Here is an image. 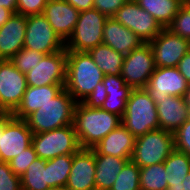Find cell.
<instances>
[{
    "instance_id": "7dc6e473",
    "label": "cell",
    "mask_w": 190,
    "mask_h": 190,
    "mask_svg": "<svg viewBox=\"0 0 190 190\" xmlns=\"http://www.w3.org/2000/svg\"><path fill=\"white\" fill-rule=\"evenodd\" d=\"M50 190H70L67 187H58V188H51Z\"/></svg>"
},
{
    "instance_id": "f35d334b",
    "label": "cell",
    "mask_w": 190,
    "mask_h": 190,
    "mask_svg": "<svg viewBox=\"0 0 190 190\" xmlns=\"http://www.w3.org/2000/svg\"><path fill=\"white\" fill-rule=\"evenodd\" d=\"M107 98L106 87L103 82H100L92 93L82 102L90 108H101Z\"/></svg>"
},
{
    "instance_id": "f1b7e54d",
    "label": "cell",
    "mask_w": 190,
    "mask_h": 190,
    "mask_svg": "<svg viewBox=\"0 0 190 190\" xmlns=\"http://www.w3.org/2000/svg\"><path fill=\"white\" fill-rule=\"evenodd\" d=\"M73 163V154L57 156L48 160L49 186L66 187Z\"/></svg>"
},
{
    "instance_id": "9a60e30c",
    "label": "cell",
    "mask_w": 190,
    "mask_h": 190,
    "mask_svg": "<svg viewBox=\"0 0 190 190\" xmlns=\"http://www.w3.org/2000/svg\"><path fill=\"white\" fill-rule=\"evenodd\" d=\"M156 67H177L179 61L190 50V41L163 28L160 34L148 42Z\"/></svg>"
},
{
    "instance_id": "603a6c76",
    "label": "cell",
    "mask_w": 190,
    "mask_h": 190,
    "mask_svg": "<svg viewBox=\"0 0 190 190\" xmlns=\"http://www.w3.org/2000/svg\"><path fill=\"white\" fill-rule=\"evenodd\" d=\"M130 159L95 154L96 173L94 179L96 190H110L117 175Z\"/></svg>"
},
{
    "instance_id": "f546056e",
    "label": "cell",
    "mask_w": 190,
    "mask_h": 190,
    "mask_svg": "<svg viewBox=\"0 0 190 190\" xmlns=\"http://www.w3.org/2000/svg\"><path fill=\"white\" fill-rule=\"evenodd\" d=\"M139 176L140 167L129 160L117 175L110 190H141Z\"/></svg>"
},
{
    "instance_id": "ac0fdd59",
    "label": "cell",
    "mask_w": 190,
    "mask_h": 190,
    "mask_svg": "<svg viewBox=\"0 0 190 190\" xmlns=\"http://www.w3.org/2000/svg\"><path fill=\"white\" fill-rule=\"evenodd\" d=\"M27 17L12 14L0 27V60H10L24 47Z\"/></svg>"
},
{
    "instance_id": "8992f818",
    "label": "cell",
    "mask_w": 190,
    "mask_h": 190,
    "mask_svg": "<svg viewBox=\"0 0 190 190\" xmlns=\"http://www.w3.org/2000/svg\"><path fill=\"white\" fill-rule=\"evenodd\" d=\"M108 17L97 9L82 11L72 35L65 42L67 51L88 52L103 43L104 24Z\"/></svg>"
},
{
    "instance_id": "1f68e13d",
    "label": "cell",
    "mask_w": 190,
    "mask_h": 190,
    "mask_svg": "<svg viewBox=\"0 0 190 190\" xmlns=\"http://www.w3.org/2000/svg\"><path fill=\"white\" fill-rule=\"evenodd\" d=\"M43 56L44 54L42 53L23 47L10 61L21 73L26 74L32 70L35 65L39 64Z\"/></svg>"
},
{
    "instance_id": "5bb4252c",
    "label": "cell",
    "mask_w": 190,
    "mask_h": 190,
    "mask_svg": "<svg viewBox=\"0 0 190 190\" xmlns=\"http://www.w3.org/2000/svg\"><path fill=\"white\" fill-rule=\"evenodd\" d=\"M189 86L177 67H156L145 89L156 103L168 96L185 97Z\"/></svg>"
},
{
    "instance_id": "bcb514c9",
    "label": "cell",
    "mask_w": 190,
    "mask_h": 190,
    "mask_svg": "<svg viewBox=\"0 0 190 190\" xmlns=\"http://www.w3.org/2000/svg\"><path fill=\"white\" fill-rule=\"evenodd\" d=\"M185 100H186V103L188 104V107L190 109V86H189L188 92L185 95Z\"/></svg>"
},
{
    "instance_id": "52a82bcc",
    "label": "cell",
    "mask_w": 190,
    "mask_h": 190,
    "mask_svg": "<svg viewBox=\"0 0 190 190\" xmlns=\"http://www.w3.org/2000/svg\"><path fill=\"white\" fill-rule=\"evenodd\" d=\"M32 146L37 157L44 160L75 154L81 148L73 125L33 134Z\"/></svg>"
},
{
    "instance_id": "836d02e7",
    "label": "cell",
    "mask_w": 190,
    "mask_h": 190,
    "mask_svg": "<svg viewBox=\"0 0 190 190\" xmlns=\"http://www.w3.org/2000/svg\"><path fill=\"white\" fill-rule=\"evenodd\" d=\"M130 93H111L107 94V98L104 101L101 109L117 114L121 118L126 110V103Z\"/></svg>"
},
{
    "instance_id": "7c38bea8",
    "label": "cell",
    "mask_w": 190,
    "mask_h": 190,
    "mask_svg": "<svg viewBox=\"0 0 190 190\" xmlns=\"http://www.w3.org/2000/svg\"><path fill=\"white\" fill-rule=\"evenodd\" d=\"M113 18L133 31L144 43L152 41L163 29L155 18L135 1H127Z\"/></svg>"
},
{
    "instance_id": "4316f807",
    "label": "cell",
    "mask_w": 190,
    "mask_h": 190,
    "mask_svg": "<svg viewBox=\"0 0 190 190\" xmlns=\"http://www.w3.org/2000/svg\"><path fill=\"white\" fill-rule=\"evenodd\" d=\"M20 179L22 190H50L48 160L37 157Z\"/></svg>"
},
{
    "instance_id": "ee69618b",
    "label": "cell",
    "mask_w": 190,
    "mask_h": 190,
    "mask_svg": "<svg viewBox=\"0 0 190 190\" xmlns=\"http://www.w3.org/2000/svg\"><path fill=\"white\" fill-rule=\"evenodd\" d=\"M12 12L0 6V27H2L12 16Z\"/></svg>"
},
{
    "instance_id": "60d3db41",
    "label": "cell",
    "mask_w": 190,
    "mask_h": 190,
    "mask_svg": "<svg viewBox=\"0 0 190 190\" xmlns=\"http://www.w3.org/2000/svg\"><path fill=\"white\" fill-rule=\"evenodd\" d=\"M177 68L190 84V50L179 61Z\"/></svg>"
},
{
    "instance_id": "f6af8a7d",
    "label": "cell",
    "mask_w": 190,
    "mask_h": 190,
    "mask_svg": "<svg viewBox=\"0 0 190 190\" xmlns=\"http://www.w3.org/2000/svg\"><path fill=\"white\" fill-rule=\"evenodd\" d=\"M182 190H190V172L186 175L182 181Z\"/></svg>"
},
{
    "instance_id": "e0dca14e",
    "label": "cell",
    "mask_w": 190,
    "mask_h": 190,
    "mask_svg": "<svg viewBox=\"0 0 190 190\" xmlns=\"http://www.w3.org/2000/svg\"><path fill=\"white\" fill-rule=\"evenodd\" d=\"M42 14L55 33L66 42L73 33L80 12L66 0H48Z\"/></svg>"
},
{
    "instance_id": "2e32d148",
    "label": "cell",
    "mask_w": 190,
    "mask_h": 190,
    "mask_svg": "<svg viewBox=\"0 0 190 190\" xmlns=\"http://www.w3.org/2000/svg\"><path fill=\"white\" fill-rule=\"evenodd\" d=\"M95 173L94 150L80 148L73 154V163L66 187L70 190H96Z\"/></svg>"
},
{
    "instance_id": "8d00e7d4",
    "label": "cell",
    "mask_w": 190,
    "mask_h": 190,
    "mask_svg": "<svg viewBox=\"0 0 190 190\" xmlns=\"http://www.w3.org/2000/svg\"><path fill=\"white\" fill-rule=\"evenodd\" d=\"M48 0H18L16 13L24 16L42 14Z\"/></svg>"
},
{
    "instance_id": "9c48e42d",
    "label": "cell",
    "mask_w": 190,
    "mask_h": 190,
    "mask_svg": "<svg viewBox=\"0 0 190 190\" xmlns=\"http://www.w3.org/2000/svg\"><path fill=\"white\" fill-rule=\"evenodd\" d=\"M24 48L44 55L65 49V42L55 33L43 14L27 16Z\"/></svg>"
},
{
    "instance_id": "4fadbf2b",
    "label": "cell",
    "mask_w": 190,
    "mask_h": 190,
    "mask_svg": "<svg viewBox=\"0 0 190 190\" xmlns=\"http://www.w3.org/2000/svg\"><path fill=\"white\" fill-rule=\"evenodd\" d=\"M66 48L44 55L38 65L27 72V86L42 87L45 85H65L66 81Z\"/></svg>"
},
{
    "instance_id": "7bdbcfd3",
    "label": "cell",
    "mask_w": 190,
    "mask_h": 190,
    "mask_svg": "<svg viewBox=\"0 0 190 190\" xmlns=\"http://www.w3.org/2000/svg\"><path fill=\"white\" fill-rule=\"evenodd\" d=\"M17 2L18 0H0V6L16 14Z\"/></svg>"
},
{
    "instance_id": "30bf717a",
    "label": "cell",
    "mask_w": 190,
    "mask_h": 190,
    "mask_svg": "<svg viewBox=\"0 0 190 190\" xmlns=\"http://www.w3.org/2000/svg\"><path fill=\"white\" fill-rule=\"evenodd\" d=\"M155 69L152 49L144 43L124 57L121 76L132 89L145 88Z\"/></svg>"
},
{
    "instance_id": "e575fe53",
    "label": "cell",
    "mask_w": 190,
    "mask_h": 190,
    "mask_svg": "<svg viewBox=\"0 0 190 190\" xmlns=\"http://www.w3.org/2000/svg\"><path fill=\"white\" fill-rule=\"evenodd\" d=\"M0 190H22L20 176L14 174L9 163L0 161Z\"/></svg>"
},
{
    "instance_id": "c3c4849f",
    "label": "cell",
    "mask_w": 190,
    "mask_h": 190,
    "mask_svg": "<svg viewBox=\"0 0 190 190\" xmlns=\"http://www.w3.org/2000/svg\"><path fill=\"white\" fill-rule=\"evenodd\" d=\"M182 3H184V4H190V0H182Z\"/></svg>"
},
{
    "instance_id": "d590c367",
    "label": "cell",
    "mask_w": 190,
    "mask_h": 190,
    "mask_svg": "<svg viewBox=\"0 0 190 190\" xmlns=\"http://www.w3.org/2000/svg\"><path fill=\"white\" fill-rule=\"evenodd\" d=\"M175 149L190 157V117L174 132Z\"/></svg>"
},
{
    "instance_id": "484cf974",
    "label": "cell",
    "mask_w": 190,
    "mask_h": 190,
    "mask_svg": "<svg viewBox=\"0 0 190 190\" xmlns=\"http://www.w3.org/2000/svg\"><path fill=\"white\" fill-rule=\"evenodd\" d=\"M138 5L149 12L155 20L167 28L182 6V0H137Z\"/></svg>"
},
{
    "instance_id": "ba28073f",
    "label": "cell",
    "mask_w": 190,
    "mask_h": 190,
    "mask_svg": "<svg viewBox=\"0 0 190 190\" xmlns=\"http://www.w3.org/2000/svg\"><path fill=\"white\" fill-rule=\"evenodd\" d=\"M33 133L24 119L0 114V161L9 162L32 145Z\"/></svg>"
},
{
    "instance_id": "8fae6325",
    "label": "cell",
    "mask_w": 190,
    "mask_h": 190,
    "mask_svg": "<svg viewBox=\"0 0 190 190\" xmlns=\"http://www.w3.org/2000/svg\"><path fill=\"white\" fill-rule=\"evenodd\" d=\"M27 88L26 75L10 60H0V114H12Z\"/></svg>"
},
{
    "instance_id": "6da1fadb",
    "label": "cell",
    "mask_w": 190,
    "mask_h": 190,
    "mask_svg": "<svg viewBox=\"0 0 190 190\" xmlns=\"http://www.w3.org/2000/svg\"><path fill=\"white\" fill-rule=\"evenodd\" d=\"M121 124L117 114L90 108L78 102L74 109L73 126L81 148L92 149Z\"/></svg>"
},
{
    "instance_id": "44dd1931",
    "label": "cell",
    "mask_w": 190,
    "mask_h": 190,
    "mask_svg": "<svg viewBox=\"0 0 190 190\" xmlns=\"http://www.w3.org/2000/svg\"><path fill=\"white\" fill-rule=\"evenodd\" d=\"M134 145L135 137L121 123L92 149L94 154L131 158Z\"/></svg>"
},
{
    "instance_id": "d4e9b609",
    "label": "cell",
    "mask_w": 190,
    "mask_h": 190,
    "mask_svg": "<svg viewBox=\"0 0 190 190\" xmlns=\"http://www.w3.org/2000/svg\"><path fill=\"white\" fill-rule=\"evenodd\" d=\"M96 66L105 75H121L124 55L116 52L106 44L98 46L88 51Z\"/></svg>"
},
{
    "instance_id": "cb8c5ba5",
    "label": "cell",
    "mask_w": 190,
    "mask_h": 190,
    "mask_svg": "<svg viewBox=\"0 0 190 190\" xmlns=\"http://www.w3.org/2000/svg\"><path fill=\"white\" fill-rule=\"evenodd\" d=\"M164 167L168 174L166 190H182V181L190 172V157L175 149L164 161Z\"/></svg>"
},
{
    "instance_id": "74e56055",
    "label": "cell",
    "mask_w": 190,
    "mask_h": 190,
    "mask_svg": "<svg viewBox=\"0 0 190 190\" xmlns=\"http://www.w3.org/2000/svg\"><path fill=\"white\" fill-rule=\"evenodd\" d=\"M102 82L106 87L107 94L130 93L132 90V88L125 83L121 75H105Z\"/></svg>"
},
{
    "instance_id": "4dcf8cb0",
    "label": "cell",
    "mask_w": 190,
    "mask_h": 190,
    "mask_svg": "<svg viewBox=\"0 0 190 190\" xmlns=\"http://www.w3.org/2000/svg\"><path fill=\"white\" fill-rule=\"evenodd\" d=\"M167 29L190 41V4H182Z\"/></svg>"
},
{
    "instance_id": "5b68a950",
    "label": "cell",
    "mask_w": 190,
    "mask_h": 190,
    "mask_svg": "<svg viewBox=\"0 0 190 190\" xmlns=\"http://www.w3.org/2000/svg\"><path fill=\"white\" fill-rule=\"evenodd\" d=\"M174 150V133L159 128L135 138L130 160L139 167H146L163 163Z\"/></svg>"
},
{
    "instance_id": "d6a6232c",
    "label": "cell",
    "mask_w": 190,
    "mask_h": 190,
    "mask_svg": "<svg viewBox=\"0 0 190 190\" xmlns=\"http://www.w3.org/2000/svg\"><path fill=\"white\" fill-rule=\"evenodd\" d=\"M37 158V154L34 151L33 146H29L22 153L12 158L8 163L14 174L21 176L28 166Z\"/></svg>"
},
{
    "instance_id": "b9f144b4",
    "label": "cell",
    "mask_w": 190,
    "mask_h": 190,
    "mask_svg": "<svg viewBox=\"0 0 190 190\" xmlns=\"http://www.w3.org/2000/svg\"><path fill=\"white\" fill-rule=\"evenodd\" d=\"M70 5L75 7L79 12L94 8V0H66Z\"/></svg>"
},
{
    "instance_id": "ab89813d",
    "label": "cell",
    "mask_w": 190,
    "mask_h": 190,
    "mask_svg": "<svg viewBox=\"0 0 190 190\" xmlns=\"http://www.w3.org/2000/svg\"><path fill=\"white\" fill-rule=\"evenodd\" d=\"M126 2L127 0H94V8L111 18Z\"/></svg>"
},
{
    "instance_id": "3957f363",
    "label": "cell",
    "mask_w": 190,
    "mask_h": 190,
    "mask_svg": "<svg viewBox=\"0 0 190 190\" xmlns=\"http://www.w3.org/2000/svg\"><path fill=\"white\" fill-rule=\"evenodd\" d=\"M76 104L75 99L64 88L55 98L32 112L24 120L33 134L73 125Z\"/></svg>"
},
{
    "instance_id": "7a4b0ae2",
    "label": "cell",
    "mask_w": 190,
    "mask_h": 190,
    "mask_svg": "<svg viewBox=\"0 0 190 190\" xmlns=\"http://www.w3.org/2000/svg\"><path fill=\"white\" fill-rule=\"evenodd\" d=\"M104 76L88 52L67 51L64 88L77 103L83 102Z\"/></svg>"
},
{
    "instance_id": "7402d4cb",
    "label": "cell",
    "mask_w": 190,
    "mask_h": 190,
    "mask_svg": "<svg viewBox=\"0 0 190 190\" xmlns=\"http://www.w3.org/2000/svg\"><path fill=\"white\" fill-rule=\"evenodd\" d=\"M63 89L64 85L27 86L20 105L11 115L17 119H25L55 98Z\"/></svg>"
},
{
    "instance_id": "277c9868",
    "label": "cell",
    "mask_w": 190,
    "mask_h": 190,
    "mask_svg": "<svg viewBox=\"0 0 190 190\" xmlns=\"http://www.w3.org/2000/svg\"><path fill=\"white\" fill-rule=\"evenodd\" d=\"M121 123L135 138L159 129L156 103L145 88L131 90Z\"/></svg>"
},
{
    "instance_id": "83f0119b",
    "label": "cell",
    "mask_w": 190,
    "mask_h": 190,
    "mask_svg": "<svg viewBox=\"0 0 190 190\" xmlns=\"http://www.w3.org/2000/svg\"><path fill=\"white\" fill-rule=\"evenodd\" d=\"M168 174L165 171L164 162L140 167L141 190H166L168 188Z\"/></svg>"
},
{
    "instance_id": "ffe728a7",
    "label": "cell",
    "mask_w": 190,
    "mask_h": 190,
    "mask_svg": "<svg viewBox=\"0 0 190 190\" xmlns=\"http://www.w3.org/2000/svg\"><path fill=\"white\" fill-rule=\"evenodd\" d=\"M103 44L126 56L144 42L133 31L111 17L104 24Z\"/></svg>"
},
{
    "instance_id": "d6986e66",
    "label": "cell",
    "mask_w": 190,
    "mask_h": 190,
    "mask_svg": "<svg viewBox=\"0 0 190 190\" xmlns=\"http://www.w3.org/2000/svg\"><path fill=\"white\" fill-rule=\"evenodd\" d=\"M159 128L174 133L189 117L185 97L168 96L156 102Z\"/></svg>"
}]
</instances>
